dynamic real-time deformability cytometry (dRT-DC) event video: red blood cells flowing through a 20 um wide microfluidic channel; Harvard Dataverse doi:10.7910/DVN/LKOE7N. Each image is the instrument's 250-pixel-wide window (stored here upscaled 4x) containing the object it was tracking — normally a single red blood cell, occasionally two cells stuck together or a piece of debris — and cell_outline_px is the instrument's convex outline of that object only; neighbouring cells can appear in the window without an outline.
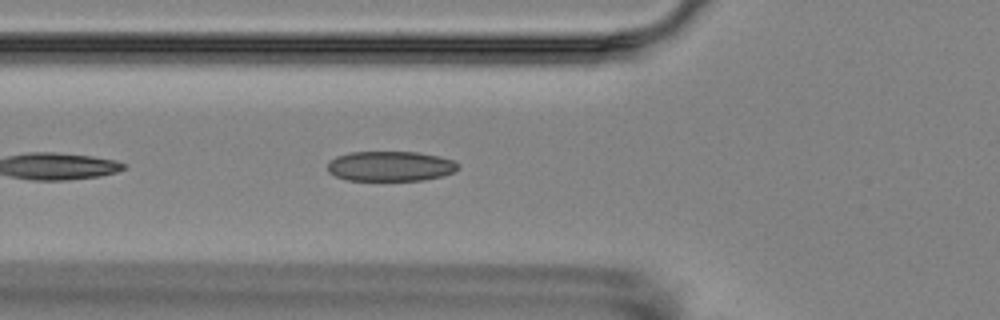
{"species": "Egyptian fruit bat (a non-hibernating species)", "species_latin": "Rousettus aegyptiacus", "temperature_condition": "room temperature", "stored_images_in_passage": 5, "camera_frame_rate_fps": 3000, "um_per_image_px": 0.085, "animal": {"sex": "female"}, "frame": {"image": 1, "passage_image": 5, "time_ms": 4.333, "image_size_px": [1000, 320], "cell_outline_px": [[460, 168], [444, 176], [424, 180], [348, 180], [336, 176], [328, 172], [328, 160], [336, 156], [352, 152], [416, 152], [440, 156], [452, 160], [460, 164]], "centroid_in_image_um": [33.2, 14.12], "position_along_channel_um": 92.6, "area_um2": 22.95}}